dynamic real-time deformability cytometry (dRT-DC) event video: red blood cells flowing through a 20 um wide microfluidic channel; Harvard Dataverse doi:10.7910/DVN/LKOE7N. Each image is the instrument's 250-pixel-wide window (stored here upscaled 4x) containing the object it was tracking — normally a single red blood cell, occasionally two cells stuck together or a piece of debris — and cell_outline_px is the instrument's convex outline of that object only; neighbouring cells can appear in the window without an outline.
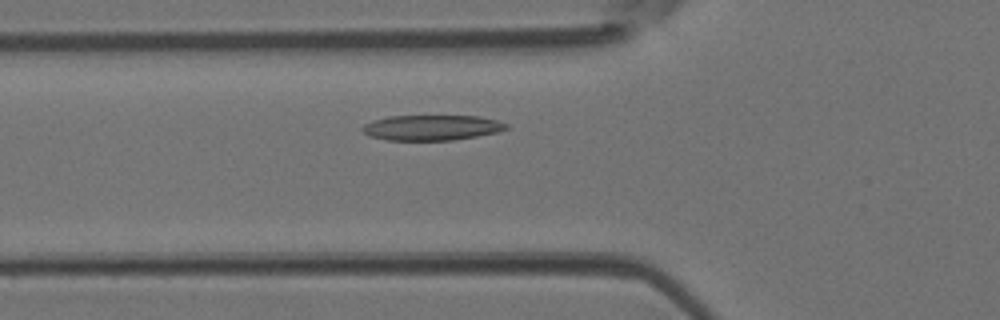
{"species": "Egyptian fruit bat (a non-hibernating species)", "species_latin": "Rousettus aegyptiacus", "temperature_condition": "room temperature", "stored_images_in_passage": 38, "camera_frame_rate_fps": 3000, "um_per_image_px": 0.085, "animal": {"sex": "female"}, "frame": {"image": 1, "passage_image": 9, "time_ms": 2.667, "image_size_px": [1000, 320], "cell_outline_px": [[508, 128], [496, 132], [476, 136], [452, 140], [388, 140], [368, 136], [360, 128], [364, 124], [372, 120], [388, 116], [480, 116], [496, 120], [508, 124]], "centroid_in_image_um": [36.65, 10.84], "position_along_channel_um": 89.1, "area_um2": 21.21}}
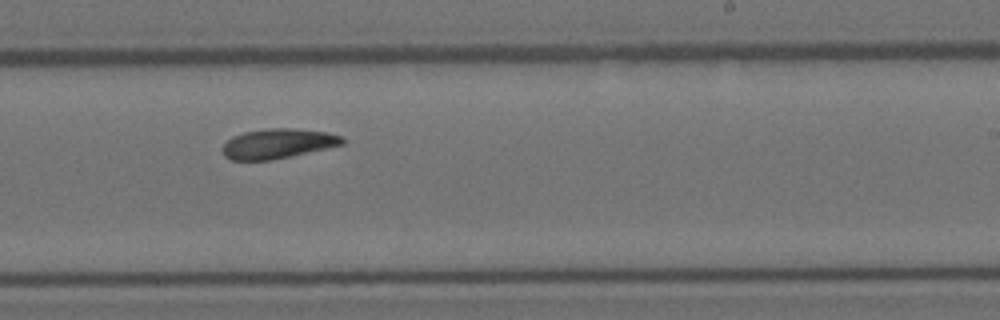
{"frame": {"image": 2, "passage_image": 21, "time_ms": 6.667, "image_size_px": [1000, 320], "cell_outline_px": [[344, 144], [328, 148], [272, 160], [232, 160], [224, 156], [224, 144], [232, 136], [244, 132], [268, 128], [292, 128], [328, 132], [340, 136], [344, 140]], "centroid_in_image_um": [23.63, 12.2], "position_along_channel_um": 265.4, "area_um2": 20.69}}
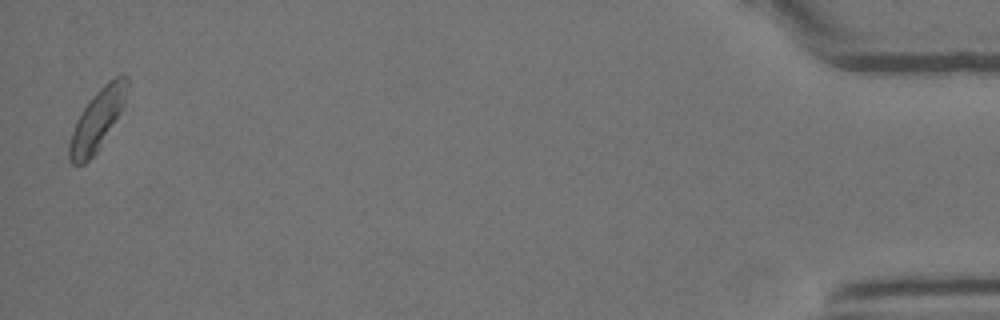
{"frame": {"image": 3, "passage_image": 38, "time_ms": 12.333, "image_size_px": [1000, 320], "cell_outline_px": [[128, 84], [124, 104], [120, 112], [100, 148], [84, 164], [72, 164], [68, 156], [68, 144], [76, 120], [80, 112], [88, 100], [108, 80], [116, 76], [128, 76]], "centroid_in_image_um": [8.24, 10.19], "position_along_channel_um": 427.0, "area_um2": 20.29}}